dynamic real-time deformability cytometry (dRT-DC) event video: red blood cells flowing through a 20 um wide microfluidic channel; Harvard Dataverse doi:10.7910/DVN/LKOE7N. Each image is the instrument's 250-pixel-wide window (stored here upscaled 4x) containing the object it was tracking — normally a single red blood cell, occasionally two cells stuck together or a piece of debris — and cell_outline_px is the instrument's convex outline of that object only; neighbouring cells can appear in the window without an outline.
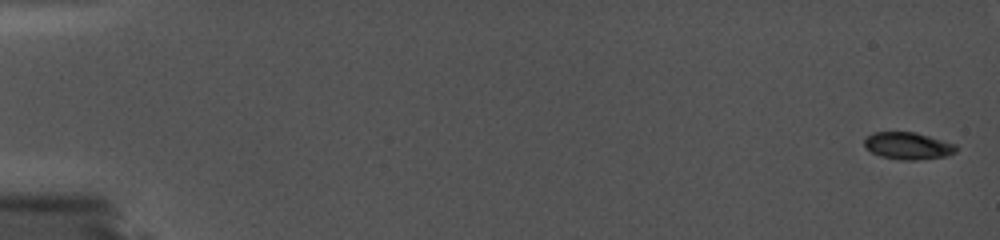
{"species": "common noctule bat (a hibernating species)", "species_latin": "Nyctalus noctula", "temperature_condition": "cold", "stored_images_in_passage": 52, "camera_frame_rate_fps": 5000, "um_per_image_px": 0.085, "animal": {"sex": "female", "body_mass_g": 19.0, "forearm_length_mm": 56.7}, "frame": {"image": 1, "passage_image": 1, "time_ms": 0.0, "image_size_px": [1000, 240], "cell_outline_px": [[956, 152], [948, 156], [916, 160], [900, 160], [880, 156], [864, 148], [864, 140], [872, 132], [916, 132], [956, 144]], "centroid_in_image_um": [77.17, 12.4], "position_along_channel_um": 7.8, "area_um2": 14.62}}
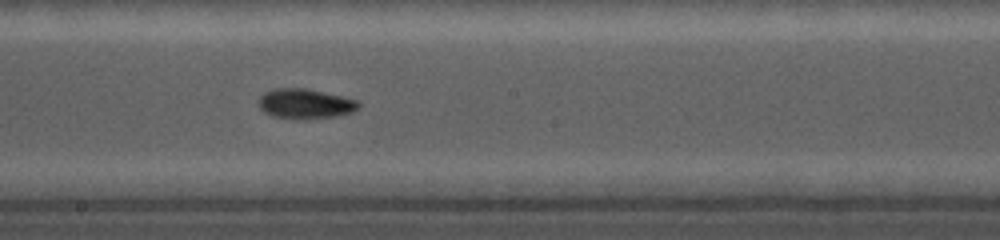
{"frame": {"image": 2, "passage_image": 28, "time_ms": 5.4, "image_size_px": [1000, 240], "cell_outline_px": [[360, 108], [352, 112], [336, 116], [304, 120], [296, 120], [272, 116], [264, 112], [260, 108], [260, 96], [264, 92], [276, 88], [304, 88], [340, 96], [356, 100], [360, 104]], "centroid_in_image_um": [25.93, 8.84], "position_along_channel_um": 222.3, "area_um2": 17.46}}
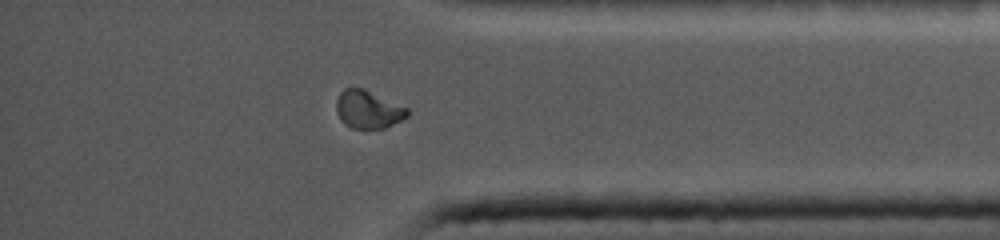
{"frame": {"image": 3, "passage_image": 45, "time_ms": 8.8, "image_size_px": [1000, 240], "cell_outline_px": [[408, 116], [384, 128], [352, 128], [344, 124], [340, 120], [336, 112], [336, 100], [340, 92], [344, 88], [364, 88], [408, 108]], "centroid_in_image_um": [31.26, 9.29], "position_along_channel_um": 403.9, "area_um2": 15.66}}